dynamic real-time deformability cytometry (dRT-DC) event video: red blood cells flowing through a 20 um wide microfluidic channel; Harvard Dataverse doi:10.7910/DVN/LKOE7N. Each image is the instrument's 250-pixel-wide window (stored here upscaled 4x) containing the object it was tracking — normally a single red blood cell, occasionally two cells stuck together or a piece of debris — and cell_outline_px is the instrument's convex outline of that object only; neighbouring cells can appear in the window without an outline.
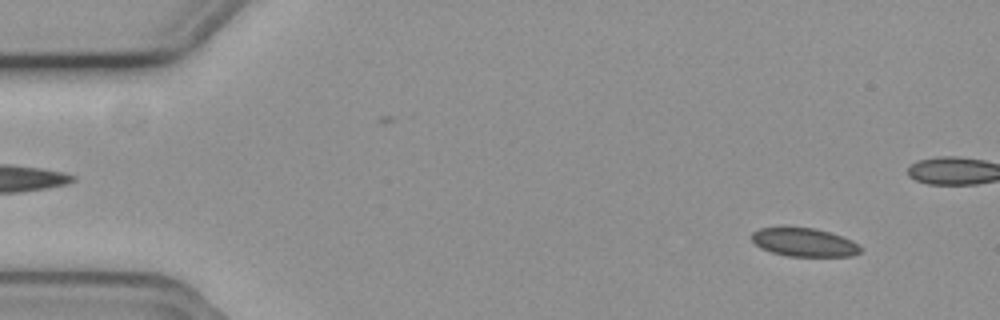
{"species": "common noctule bat (a hibernating species)", "species_latin": "Nyctalus noctula", "temperature_condition": "cold", "stored_images_in_passage": 10, "camera_frame_rate_fps": 3000, "um_per_image_px": 0.085, "animal": {"sex": "female", "body_mass_g": 19.3, "forearm_length_mm": 54.1}, "frame": {"image": 1, "passage_image": 5, "time_ms": 1.333, "image_size_px": [1000, 320], "cell_outline_px": [[860, 252], [852, 256], [788, 256], [772, 252], [760, 248], [752, 240], [752, 232], [760, 228], [812, 228], [828, 232], [852, 240], [860, 244]], "centroid_in_image_um": [68.36, 20.61], "position_along_channel_um": 16.6, "area_um2": 17.74}}